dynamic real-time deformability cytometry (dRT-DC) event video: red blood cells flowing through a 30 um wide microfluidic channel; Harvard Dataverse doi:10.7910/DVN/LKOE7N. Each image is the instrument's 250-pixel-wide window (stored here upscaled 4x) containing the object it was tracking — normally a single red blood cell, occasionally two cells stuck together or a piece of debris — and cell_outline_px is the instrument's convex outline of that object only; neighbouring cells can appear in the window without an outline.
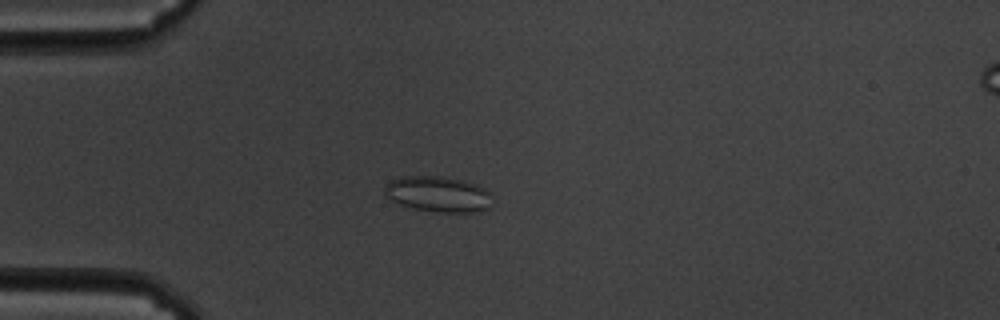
{"species": "common noctule bat (a hibernating species)", "species_latin": "Nyctalus noctula", "temperature_condition": "cold", "stored_images_in_passage": 60, "camera_frame_rate_fps": 3000, "um_per_image_px": 0.085, "animal": {"sex": "male", "body_mass_g": 19.5, "forearm_length_mm": 54.6}, "frame": {"image": 1, "passage_image": 17, "time_ms": 5.333, "image_size_px": [1000, 320], "cell_outline_px": [[488, 208], [480, 212], [436, 212], [412, 208], [400, 204], [384, 196], [384, 188], [392, 180], [400, 176], [440, 176], [464, 180], [476, 184], [484, 188], [488, 192]], "centroid_in_image_um": [37.19, 16.5], "position_along_channel_um": 47.8, "area_um2": 22.25}}
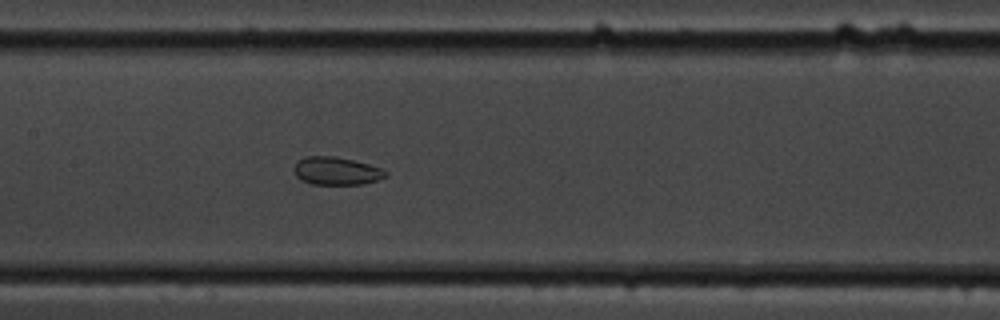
{"frame": {"image": 2, "passage_image": 30, "time_ms": 9.667, "image_size_px": [1000, 320], "cell_outline_px": [[388, 176], [364, 184], [312, 184], [300, 180], [296, 176], [296, 160], [304, 156], [332, 156], [352, 160], [384, 168], [388, 172]], "centroid_in_image_um": [28.62, 14.53], "position_along_channel_um": 178.8, "area_um2": 14.91}}
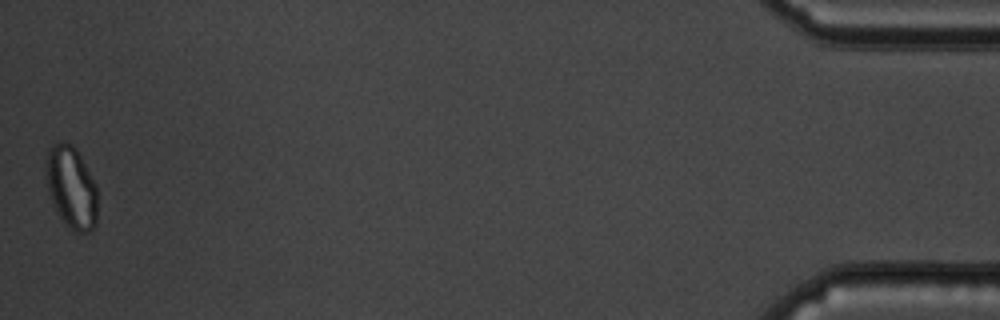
{"frame": {"image": 3, "passage_image": 60, "time_ms": 19.667, "image_size_px": [1000, 320], "cell_outline_px": [[96, 224], [88, 232], [76, 232], [56, 212], [52, 204], [48, 188], [48, 152], [60, 140], [72, 144], [76, 148], [96, 184]], "centroid_in_image_um": [6.1, 15.93], "position_along_channel_um": 429.1, "area_um2": 23.87}}